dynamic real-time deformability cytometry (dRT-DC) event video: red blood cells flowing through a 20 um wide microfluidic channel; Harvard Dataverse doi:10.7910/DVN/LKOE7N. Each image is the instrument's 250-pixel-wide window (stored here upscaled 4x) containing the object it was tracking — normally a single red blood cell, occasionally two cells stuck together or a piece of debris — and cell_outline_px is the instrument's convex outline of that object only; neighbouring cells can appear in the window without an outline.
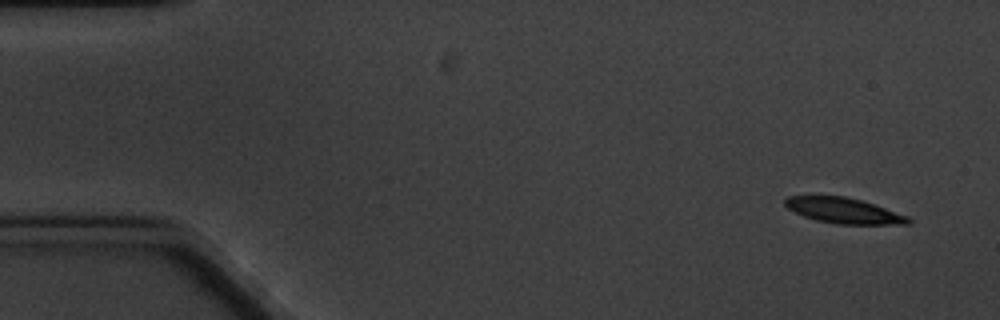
{"species": "common noctule bat (a hibernating species)", "species_latin": "Nyctalus noctula", "temperature_condition": "cold", "stored_images_in_passage": 5, "camera_frame_rate_fps": 3000, "um_per_image_px": 0.085, "animal": {"sex": "male", "body_mass_g": 20.1, "forearm_length_mm": 53.5}, "frame": {"image": 1, "passage_image": 1, "time_ms": 0.0, "image_size_px": [1000, 320], "cell_outline_px": [[912, 224], [836, 224], [816, 220], [804, 216], [788, 208], [784, 204], [784, 200], [788, 196], [844, 196], [860, 200], [908, 216], [912, 220]], "centroid_in_image_um": [71.72, 17.91], "position_along_channel_um": 13.3, "area_um2": 18.09}}
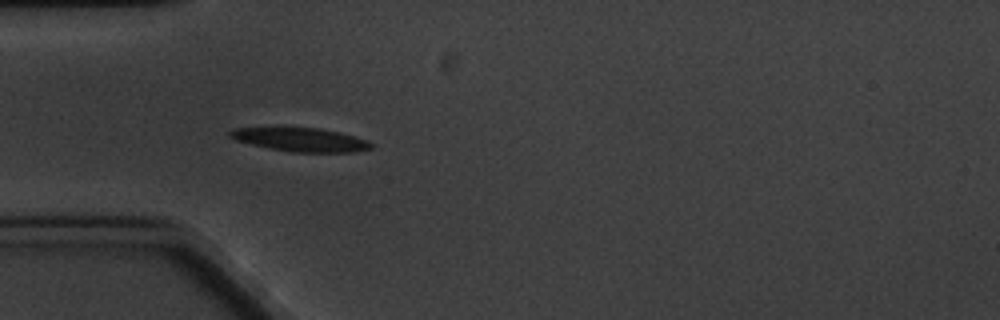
{"frame": {"image": 2, "passage_image": 5, "time_ms": 4.667, "image_size_px": [1000, 320], "cell_outline_px": [[372, 148], [352, 152], [292, 152], [268, 148], [236, 140], [228, 136], [228, 132], [232, 128], [320, 128], [340, 132], [368, 140], [372, 144]], "centroid_in_image_um": [25.56, 11.87], "position_along_channel_um": 59.4, "area_um2": 19.31}}